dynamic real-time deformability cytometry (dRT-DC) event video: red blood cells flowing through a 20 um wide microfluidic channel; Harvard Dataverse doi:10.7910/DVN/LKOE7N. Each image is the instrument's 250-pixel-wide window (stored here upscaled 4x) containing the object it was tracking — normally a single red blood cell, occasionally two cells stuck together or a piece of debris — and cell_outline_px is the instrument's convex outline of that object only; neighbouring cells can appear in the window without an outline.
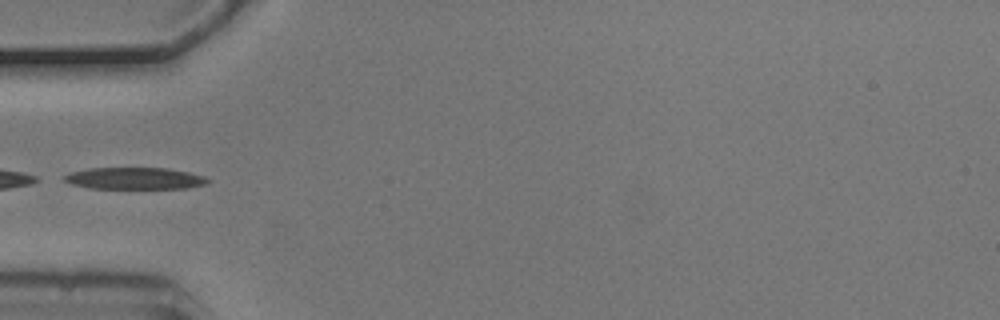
{"species": "common noctule bat (a hibernating species)", "species_latin": "Nyctalus noctula", "temperature_condition": "cold", "stored_images_in_passage": 1, "camera_frame_rate_fps": 3000, "um_per_image_px": 0.085, "animal": {"sex": "male", "body_mass_g": 20.5, "forearm_length_mm": 52.5}, "frame": {"image": 1, "passage_image": 1, "time_ms": 0.0, "image_size_px": [1000, 320], "cell_outline_px": [[212, 180], [208, 184], [184, 188], [88, 188], [72, 184], [64, 180], [64, 176], [72, 172], [88, 168], [168, 168], [188, 172], [204, 176]], "centroid_in_image_um": [11.49, 15.16], "position_along_channel_um": 73.5, "area_um2": 18.15}}